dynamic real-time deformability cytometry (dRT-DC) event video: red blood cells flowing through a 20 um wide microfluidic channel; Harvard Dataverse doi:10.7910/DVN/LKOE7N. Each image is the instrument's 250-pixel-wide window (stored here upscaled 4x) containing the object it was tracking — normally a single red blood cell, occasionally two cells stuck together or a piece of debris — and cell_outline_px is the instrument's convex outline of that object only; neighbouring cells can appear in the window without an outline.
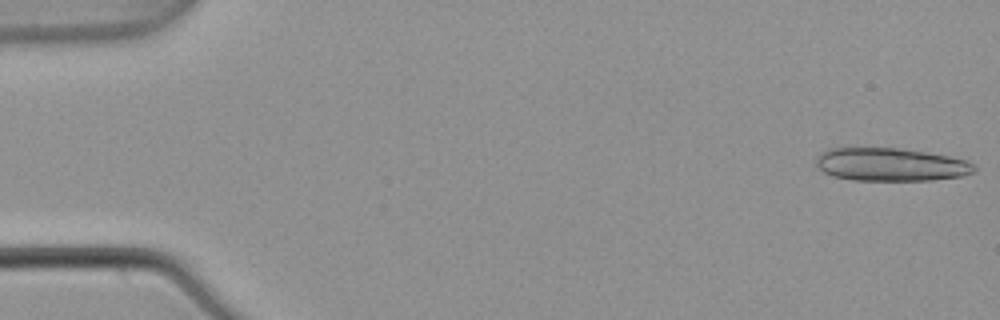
{"species": "common noctule bat (a hibernating species)", "species_latin": "Nyctalus noctula", "temperature_condition": "warm", "stored_images_in_passage": 5, "camera_frame_rate_fps": 3000, "um_per_image_px": 0.085, "animal": {"sex": "male", "body_mass_g": 21.5, "forearm_length_mm": 52.0}, "frame": {"image": 1, "passage_image": 1, "time_ms": 0.0, "image_size_px": [1000, 320], "cell_outline_px": [[976, 168], [972, 172], [964, 176], [932, 180], [852, 180], [832, 176], [816, 168], [816, 156], [820, 152], [828, 148], [900, 148], [928, 152], [968, 160]], "centroid_in_image_um": [75.67, 13.98], "position_along_channel_um": 9.3, "area_um2": 30.75}}